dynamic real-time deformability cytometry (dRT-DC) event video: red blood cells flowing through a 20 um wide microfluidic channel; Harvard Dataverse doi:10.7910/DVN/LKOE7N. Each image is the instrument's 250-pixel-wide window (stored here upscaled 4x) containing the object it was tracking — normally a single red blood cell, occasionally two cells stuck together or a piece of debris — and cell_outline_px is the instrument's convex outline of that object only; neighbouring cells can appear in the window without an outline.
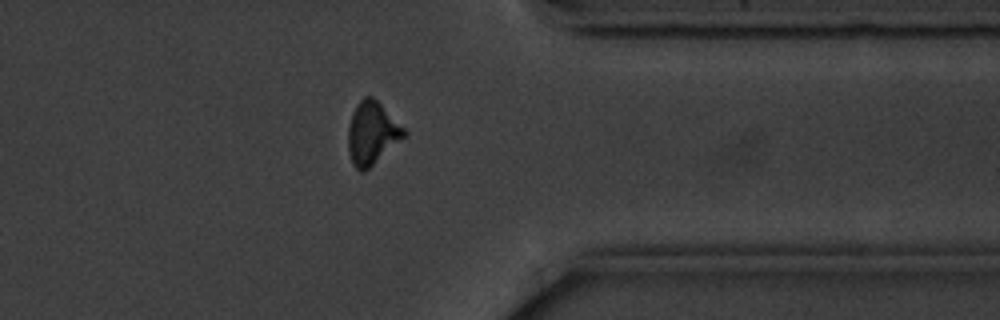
{"species": "common noctule bat (a hibernating species)", "species_latin": "Nyctalus noctula", "temperature_condition": "cold", "stored_images_in_passage": 14, "camera_frame_rate_fps": 3000, "um_per_image_px": 0.085, "animal": {"sex": "male", "body_mass_g": 20.1, "forearm_length_mm": 53.5}, "frame": {"image": 1, "passage_image": 12, "time_ms": 13.333, "image_size_px": [1000, 320], "cell_outline_px": [[408, 132], [404, 136], [364, 172], [360, 172], [352, 164], [348, 152], [348, 124], [352, 112], [356, 104], [364, 96], [372, 96]], "centroid_in_image_um": [31.57, 11.31], "position_along_channel_um": 379.8, "area_um2": 20.11}}
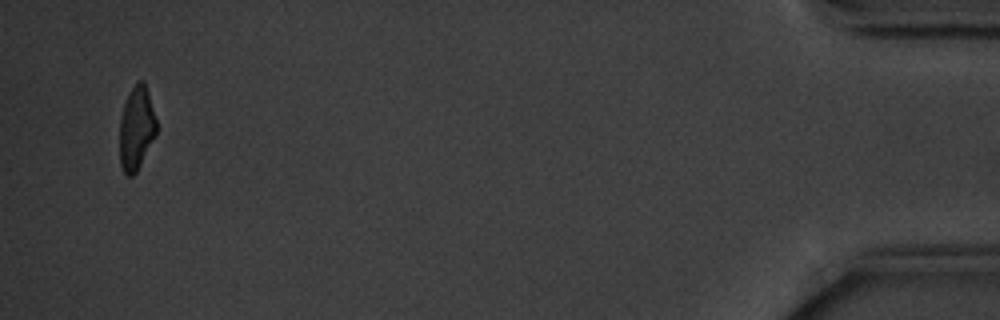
{"frame": {"image": 2, "passage_image": 14, "time_ms": 16.667, "image_size_px": [1000, 320], "cell_outline_px": [[156, 132], [136, 172], [132, 176], [128, 176], [124, 172], [120, 164], [120, 116], [128, 92], [136, 80], [144, 80], [156, 120]], "centroid_in_image_um": [11.57, 10.85], "position_along_channel_um": 423.6, "area_um2": 17.69}, "authors_computed_cell_mechanics": {"area_um2": 20.0566, "velocity_mm_per_s": 3.5526, "shape_relaxation_time_tau1_ms": 2.2447, "shape_relaxation_time_tau2_ms": 3.1665, "deformation_change_tau1": 0.0988, "deformation_change_tau2": 0.0616}}